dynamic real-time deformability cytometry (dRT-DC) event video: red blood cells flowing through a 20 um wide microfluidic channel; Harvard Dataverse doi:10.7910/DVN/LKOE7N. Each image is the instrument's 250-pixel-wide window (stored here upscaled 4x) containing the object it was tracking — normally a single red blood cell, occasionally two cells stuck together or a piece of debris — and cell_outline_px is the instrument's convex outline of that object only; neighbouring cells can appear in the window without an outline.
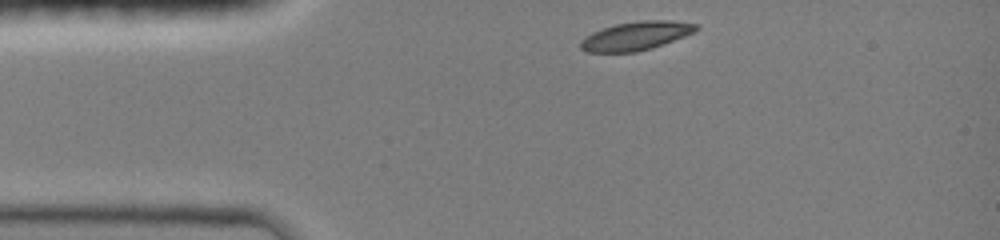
{"species": "common noctule bat (a hibernating species)", "species_latin": "Nyctalus noctula", "temperature_condition": "room temperature", "stored_images_in_passage": 28, "camera_frame_rate_fps": 3000, "um_per_image_px": 0.085, "animal": {"sex": "female", "body_mass_g": 19.0, "forearm_length_mm": 51.5}, "frame": {"image": 1, "passage_image": 1, "time_ms": 0.0, "image_size_px": [1000, 240], "cell_outline_px": [[700, 28], [696, 32], [652, 48], [636, 52], [588, 52], [580, 48], [580, 40], [584, 36], [592, 32], [616, 24], [640, 20], [672, 20], [700, 24]], "centroid_in_image_um": [54.09, 3.04], "position_along_channel_um": 30.9, "area_um2": 19.48}}
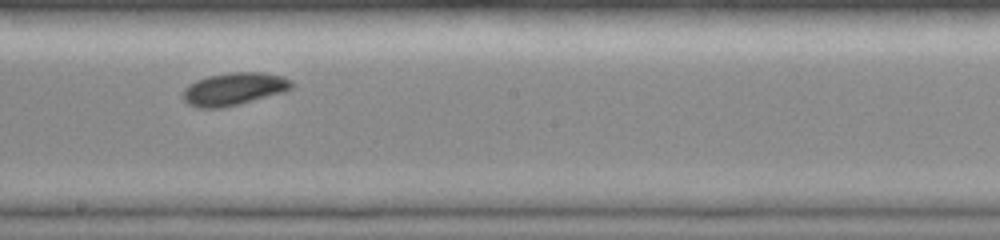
{"frame": {"image": 2, "passage_image": 16, "time_ms": 5.667, "image_size_px": [1000, 240], "cell_outline_px": [[296, 84], [292, 88], [284, 92], [220, 108], [196, 108], [188, 104], [184, 100], [184, 88], [188, 84], [196, 80], [208, 76], [228, 72], [264, 72], [284, 76], [292, 80]], "centroid_in_image_um": [19.91, 7.54], "position_along_channel_um": 228.3, "area_um2": 20.75}}
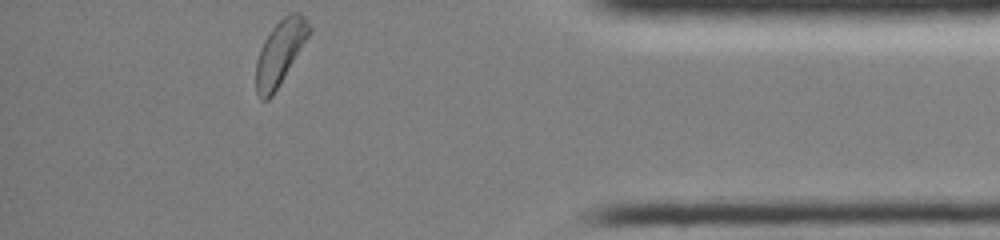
{"frame": {"image": 3, "passage_image": 28, "time_ms": 10.667, "image_size_px": [1000, 240], "cell_outline_px": [[312, 32], [272, 96], [268, 100], [260, 100], [256, 92], [256, 60], [260, 48], [264, 40], [272, 28], [288, 12], [300, 12], [304, 16], [312, 28]], "centroid_in_image_um": [23.81, 4.45], "position_along_channel_um": 411.4, "area_um2": 20.06}, "authors_computed_cell_mechanics": {"area_um2": 20.0855, "velocity_mm_per_s": 4.1377, "shape_relaxation_time_tau1_ms": 1.6074, "shape_relaxation_time_tau2_ms": null, "deformation_change_tau1": 0.1042, "deformation_change_tau2": null}}